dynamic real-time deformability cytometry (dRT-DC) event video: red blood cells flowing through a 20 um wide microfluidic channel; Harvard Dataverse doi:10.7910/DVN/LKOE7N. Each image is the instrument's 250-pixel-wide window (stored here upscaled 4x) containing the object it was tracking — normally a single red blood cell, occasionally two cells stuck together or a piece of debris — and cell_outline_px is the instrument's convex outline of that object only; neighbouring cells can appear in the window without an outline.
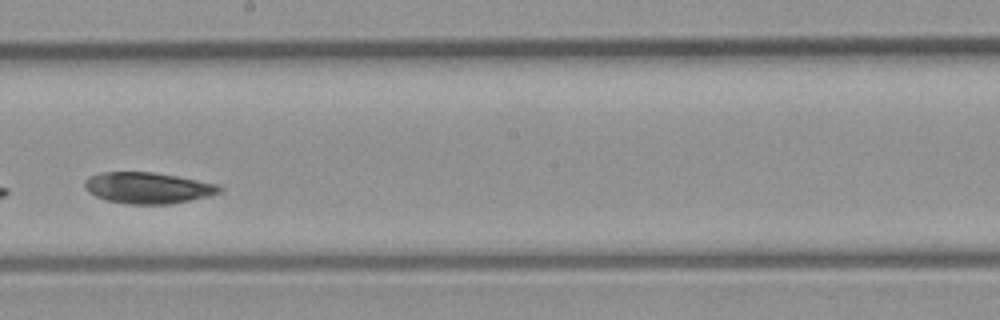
{"species": "common noctule bat (a hibernating species)", "species_latin": "Nyctalus noctula", "temperature_condition": "room temperature", "stored_images_in_passage": 28, "camera_frame_rate_fps": 3000, "um_per_image_px": 0.085, "animal": {"sex": "male", "body_mass_g": 23.1, "forearm_length_mm": 52.7}, "frame": {"image": 1, "passage_image": 13, "time_ms": 4.0, "image_size_px": [1000, 320], "cell_outline_px": [[224, 188], [220, 192], [208, 196], [168, 204], [128, 204], [108, 200], [96, 196], [88, 192], [84, 184], [84, 180], [88, 176], [100, 172], [152, 172], [176, 176], [220, 184]], "centroid_in_image_um": [12.56, 15.96], "position_along_channel_um": 235.6, "area_um2": 24.45}}